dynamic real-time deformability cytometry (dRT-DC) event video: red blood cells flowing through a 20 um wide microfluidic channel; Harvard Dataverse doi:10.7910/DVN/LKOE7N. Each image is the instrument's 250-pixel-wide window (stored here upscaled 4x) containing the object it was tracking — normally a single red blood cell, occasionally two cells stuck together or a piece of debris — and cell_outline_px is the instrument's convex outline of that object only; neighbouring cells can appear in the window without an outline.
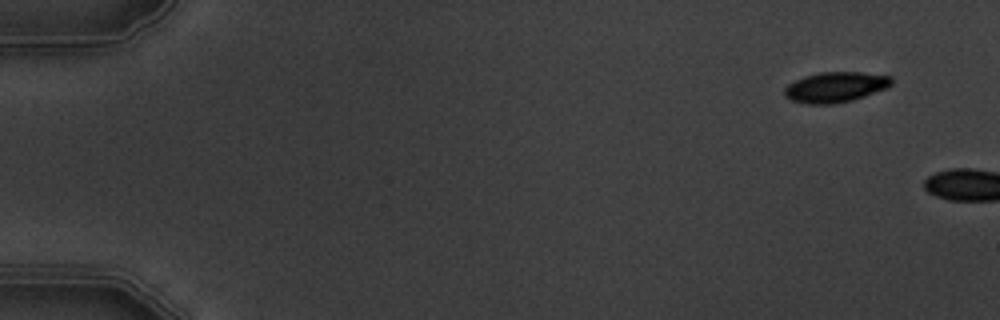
{"species": "common noctule bat (a hibernating species)", "species_latin": "Nyctalus noctula", "temperature_condition": "warm", "stored_images_in_passage": 2, "camera_frame_rate_fps": 3000, "um_per_image_px": 0.085, "animal": {"sex": "male", "body_mass_g": 19.5, "forearm_length_mm": 54.6}, "frame": {"image": 1, "passage_image": 1, "time_ms": 0.0, "image_size_px": [1000, 320], "cell_outline_px": [[892, 84], [888, 88], [852, 100], [832, 104], [808, 104], [792, 100], [784, 96], [784, 88], [788, 84], [804, 76], [820, 72], [860, 72], [892, 76]], "centroid_in_image_um": [71.02, 7.4], "position_along_channel_um": 14.0, "area_um2": 18.96}}